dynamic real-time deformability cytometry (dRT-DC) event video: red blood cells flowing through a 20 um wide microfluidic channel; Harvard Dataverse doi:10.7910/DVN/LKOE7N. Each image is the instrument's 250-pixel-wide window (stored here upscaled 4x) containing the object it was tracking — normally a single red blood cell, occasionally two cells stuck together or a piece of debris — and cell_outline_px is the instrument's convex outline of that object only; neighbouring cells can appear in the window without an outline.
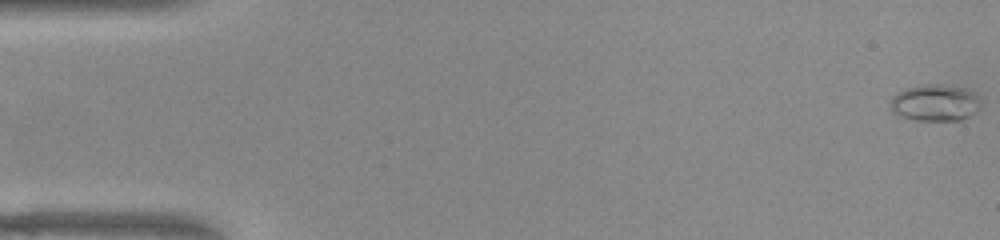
{"species": "common noctule bat (a hibernating species)", "species_latin": "Nyctalus noctula", "temperature_condition": "warm", "stored_images_in_passage": 52, "camera_frame_rate_fps": 3000, "um_per_image_px": 0.085, "animal": {"sex": "female", "body_mass_g": 22.0, "forearm_length_mm": 56.7}, "frame": {"image": 1, "passage_image": 1, "time_ms": 0.0, "image_size_px": [1000, 240], "cell_outline_px": [[980, 108], [976, 112], [960, 120], [916, 120], [900, 116], [892, 112], [892, 96], [908, 88], [924, 84], [940, 84], [964, 88], [972, 92], [976, 96], [980, 104]], "centroid_in_image_um": [79.49, 8.74], "position_along_channel_um": 5.5, "area_um2": 18.96}}
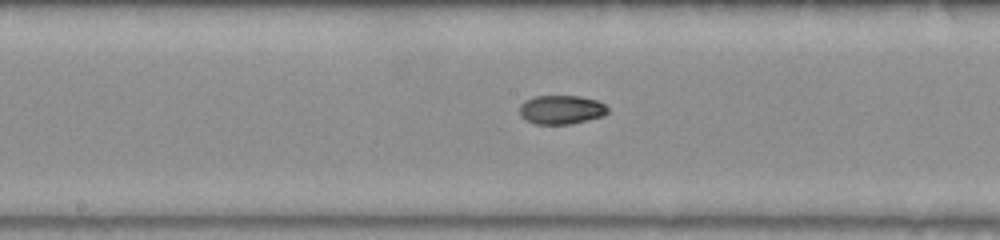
{"frame": {"image": 2, "passage_image": 27, "time_ms": 8.667, "image_size_px": [1000, 240], "cell_outline_px": [[608, 112], [604, 116], [572, 124], [536, 124], [524, 120], [520, 116], [520, 104], [524, 100], [532, 96], [580, 96], [596, 100], [604, 104], [608, 108]], "centroid_in_image_um": [47.69, 9.32], "position_along_channel_um": 200.5, "area_um2": 15.09}}
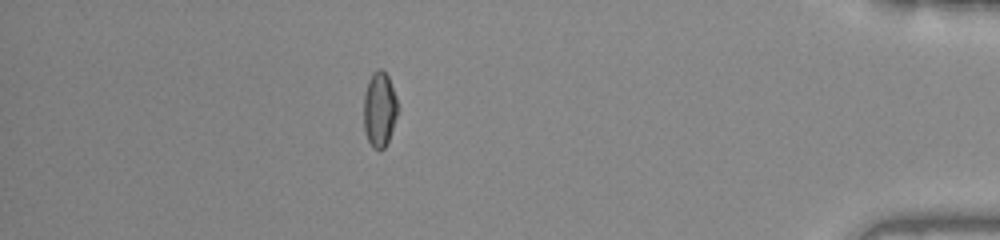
{"frame": {"image": 3, "passage_image": 46, "time_ms": 15.0, "image_size_px": [1000, 240], "cell_outline_px": [[396, 116], [388, 140], [384, 148], [380, 152], [372, 148], [368, 140], [364, 128], [364, 92], [368, 80], [372, 72], [376, 68], [380, 68], [388, 76], [396, 96]], "centroid_in_image_um": [32.22, 9.29], "position_along_channel_um": 403.0, "area_um2": 14.8}, "authors_computed_cell_mechanics": {"area_um2": 15.2592, "velocity_mm_per_s": 3.9528, "shape_relaxation_time_tau1_ms": null, "shape_relaxation_time_tau2_ms": 1.642, "deformation_change_tau1": null, "deformation_change_tau2": 0.0399}}